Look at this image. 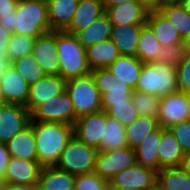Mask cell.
Masks as SVG:
<instances>
[{
	"label": "cell",
	"mask_w": 190,
	"mask_h": 190,
	"mask_svg": "<svg viewBox=\"0 0 190 190\" xmlns=\"http://www.w3.org/2000/svg\"><path fill=\"white\" fill-rule=\"evenodd\" d=\"M11 65L7 55L0 54V77L4 74V72Z\"/></svg>",
	"instance_id": "7dc6e473"
},
{
	"label": "cell",
	"mask_w": 190,
	"mask_h": 190,
	"mask_svg": "<svg viewBox=\"0 0 190 190\" xmlns=\"http://www.w3.org/2000/svg\"><path fill=\"white\" fill-rule=\"evenodd\" d=\"M112 24L106 13L97 18L87 28L76 32L74 35L78 42L87 49L99 42L110 39Z\"/></svg>",
	"instance_id": "83f0119b"
},
{
	"label": "cell",
	"mask_w": 190,
	"mask_h": 190,
	"mask_svg": "<svg viewBox=\"0 0 190 190\" xmlns=\"http://www.w3.org/2000/svg\"><path fill=\"white\" fill-rule=\"evenodd\" d=\"M107 190H128V189L116 186L115 184H112L110 181H108Z\"/></svg>",
	"instance_id": "9f6ffc18"
},
{
	"label": "cell",
	"mask_w": 190,
	"mask_h": 190,
	"mask_svg": "<svg viewBox=\"0 0 190 190\" xmlns=\"http://www.w3.org/2000/svg\"><path fill=\"white\" fill-rule=\"evenodd\" d=\"M157 183L163 190H190V174L182 167L163 168L157 172Z\"/></svg>",
	"instance_id": "1f68e13d"
},
{
	"label": "cell",
	"mask_w": 190,
	"mask_h": 190,
	"mask_svg": "<svg viewBox=\"0 0 190 190\" xmlns=\"http://www.w3.org/2000/svg\"><path fill=\"white\" fill-rule=\"evenodd\" d=\"M157 10L175 27L182 39L190 35V15L180 4L164 5Z\"/></svg>",
	"instance_id": "836d02e7"
},
{
	"label": "cell",
	"mask_w": 190,
	"mask_h": 190,
	"mask_svg": "<svg viewBox=\"0 0 190 190\" xmlns=\"http://www.w3.org/2000/svg\"><path fill=\"white\" fill-rule=\"evenodd\" d=\"M86 55L91 71L98 68H107L121 56L118 48L110 39L88 47Z\"/></svg>",
	"instance_id": "484cf974"
},
{
	"label": "cell",
	"mask_w": 190,
	"mask_h": 190,
	"mask_svg": "<svg viewBox=\"0 0 190 190\" xmlns=\"http://www.w3.org/2000/svg\"><path fill=\"white\" fill-rule=\"evenodd\" d=\"M182 44H183L185 55H190V35L182 39Z\"/></svg>",
	"instance_id": "681fc988"
},
{
	"label": "cell",
	"mask_w": 190,
	"mask_h": 190,
	"mask_svg": "<svg viewBox=\"0 0 190 190\" xmlns=\"http://www.w3.org/2000/svg\"><path fill=\"white\" fill-rule=\"evenodd\" d=\"M131 99L140 116L158 118L160 97L139 91H133Z\"/></svg>",
	"instance_id": "d590c367"
},
{
	"label": "cell",
	"mask_w": 190,
	"mask_h": 190,
	"mask_svg": "<svg viewBox=\"0 0 190 190\" xmlns=\"http://www.w3.org/2000/svg\"><path fill=\"white\" fill-rule=\"evenodd\" d=\"M66 91L73 103L77 118L103 110L102 96L91 73L67 80Z\"/></svg>",
	"instance_id": "8992f818"
},
{
	"label": "cell",
	"mask_w": 190,
	"mask_h": 190,
	"mask_svg": "<svg viewBox=\"0 0 190 190\" xmlns=\"http://www.w3.org/2000/svg\"><path fill=\"white\" fill-rule=\"evenodd\" d=\"M103 3L104 8H109L111 6H115L121 4L122 2H133V1H140V0H101Z\"/></svg>",
	"instance_id": "c3c4849f"
},
{
	"label": "cell",
	"mask_w": 190,
	"mask_h": 190,
	"mask_svg": "<svg viewBox=\"0 0 190 190\" xmlns=\"http://www.w3.org/2000/svg\"><path fill=\"white\" fill-rule=\"evenodd\" d=\"M6 146L11 157L38 161L35 134L31 125L17 133Z\"/></svg>",
	"instance_id": "cb8c5ba5"
},
{
	"label": "cell",
	"mask_w": 190,
	"mask_h": 190,
	"mask_svg": "<svg viewBox=\"0 0 190 190\" xmlns=\"http://www.w3.org/2000/svg\"><path fill=\"white\" fill-rule=\"evenodd\" d=\"M161 138V126L148 134L135 149L136 163L159 171L158 144Z\"/></svg>",
	"instance_id": "f1b7e54d"
},
{
	"label": "cell",
	"mask_w": 190,
	"mask_h": 190,
	"mask_svg": "<svg viewBox=\"0 0 190 190\" xmlns=\"http://www.w3.org/2000/svg\"><path fill=\"white\" fill-rule=\"evenodd\" d=\"M146 24L151 28L161 46L182 44L178 31L157 9L149 10Z\"/></svg>",
	"instance_id": "603a6c76"
},
{
	"label": "cell",
	"mask_w": 190,
	"mask_h": 190,
	"mask_svg": "<svg viewBox=\"0 0 190 190\" xmlns=\"http://www.w3.org/2000/svg\"><path fill=\"white\" fill-rule=\"evenodd\" d=\"M11 155L7 150L6 144L0 143V180L5 181L6 168L10 161Z\"/></svg>",
	"instance_id": "7bdbcfd3"
},
{
	"label": "cell",
	"mask_w": 190,
	"mask_h": 190,
	"mask_svg": "<svg viewBox=\"0 0 190 190\" xmlns=\"http://www.w3.org/2000/svg\"><path fill=\"white\" fill-rule=\"evenodd\" d=\"M0 25L9 30L10 32H14V12L12 14L3 15L0 17Z\"/></svg>",
	"instance_id": "bcb514c9"
},
{
	"label": "cell",
	"mask_w": 190,
	"mask_h": 190,
	"mask_svg": "<svg viewBox=\"0 0 190 190\" xmlns=\"http://www.w3.org/2000/svg\"><path fill=\"white\" fill-rule=\"evenodd\" d=\"M31 54L46 75L60 76V62L57 54V31H50L37 37Z\"/></svg>",
	"instance_id": "7c38bea8"
},
{
	"label": "cell",
	"mask_w": 190,
	"mask_h": 190,
	"mask_svg": "<svg viewBox=\"0 0 190 190\" xmlns=\"http://www.w3.org/2000/svg\"><path fill=\"white\" fill-rule=\"evenodd\" d=\"M0 82L6 103L26 106L30 86L12 65L0 77Z\"/></svg>",
	"instance_id": "ac0fdd59"
},
{
	"label": "cell",
	"mask_w": 190,
	"mask_h": 190,
	"mask_svg": "<svg viewBox=\"0 0 190 190\" xmlns=\"http://www.w3.org/2000/svg\"><path fill=\"white\" fill-rule=\"evenodd\" d=\"M7 190H35L33 187L8 184Z\"/></svg>",
	"instance_id": "f5cc1de1"
},
{
	"label": "cell",
	"mask_w": 190,
	"mask_h": 190,
	"mask_svg": "<svg viewBox=\"0 0 190 190\" xmlns=\"http://www.w3.org/2000/svg\"><path fill=\"white\" fill-rule=\"evenodd\" d=\"M97 154V148L86 145L73 135L55 167L74 176L91 173L95 170Z\"/></svg>",
	"instance_id": "5b68a950"
},
{
	"label": "cell",
	"mask_w": 190,
	"mask_h": 190,
	"mask_svg": "<svg viewBox=\"0 0 190 190\" xmlns=\"http://www.w3.org/2000/svg\"><path fill=\"white\" fill-rule=\"evenodd\" d=\"M161 47L151 28L145 24L139 37L137 58L143 63H155Z\"/></svg>",
	"instance_id": "d6a6232c"
},
{
	"label": "cell",
	"mask_w": 190,
	"mask_h": 190,
	"mask_svg": "<svg viewBox=\"0 0 190 190\" xmlns=\"http://www.w3.org/2000/svg\"><path fill=\"white\" fill-rule=\"evenodd\" d=\"M2 91H3V89H2V86H1V82H0V106L6 104V101H5V98L3 96Z\"/></svg>",
	"instance_id": "6f0895ef"
},
{
	"label": "cell",
	"mask_w": 190,
	"mask_h": 190,
	"mask_svg": "<svg viewBox=\"0 0 190 190\" xmlns=\"http://www.w3.org/2000/svg\"><path fill=\"white\" fill-rule=\"evenodd\" d=\"M76 119L73 103L66 90L40 104L31 113V120L40 122H60L73 126Z\"/></svg>",
	"instance_id": "ba28073f"
},
{
	"label": "cell",
	"mask_w": 190,
	"mask_h": 190,
	"mask_svg": "<svg viewBox=\"0 0 190 190\" xmlns=\"http://www.w3.org/2000/svg\"><path fill=\"white\" fill-rule=\"evenodd\" d=\"M190 119V95L176 91L160 97L157 121L163 128Z\"/></svg>",
	"instance_id": "30bf717a"
},
{
	"label": "cell",
	"mask_w": 190,
	"mask_h": 190,
	"mask_svg": "<svg viewBox=\"0 0 190 190\" xmlns=\"http://www.w3.org/2000/svg\"><path fill=\"white\" fill-rule=\"evenodd\" d=\"M105 112L108 116L116 119L125 127L131 125L139 116L131 98L126 100V102L112 103V106Z\"/></svg>",
	"instance_id": "8d00e7d4"
},
{
	"label": "cell",
	"mask_w": 190,
	"mask_h": 190,
	"mask_svg": "<svg viewBox=\"0 0 190 190\" xmlns=\"http://www.w3.org/2000/svg\"><path fill=\"white\" fill-rule=\"evenodd\" d=\"M91 74L102 96V109L104 111L112 106V103L126 102L131 98L134 90L115 77L107 68L92 70Z\"/></svg>",
	"instance_id": "52a82bcc"
},
{
	"label": "cell",
	"mask_w": 190,
	"mask_h": 190,
	"mask_svg": "<svg viewBox=\"0 0 190 190\" xmlns=\"http://www.w3.org/2000/svg\"><path fill=\"white\" fill-rule=\"evenodd\" d=\"M75 178L55 166L43 167L35 190H74Z\"/></svg>",
	"instance_id": "d4e9b609"
},
{
	"label": "cell",
	"mask_w": 190,
	"mask_h": 190,
	"mask_svg": "<svg viewBox=\"0 0 190 190\" xmlns=\"http://www.w3.org/2000/svg\"><path fill=\"white\" fill-rule=\"evenodd\" d=\"M140 1H143L151 9L158 8V0H140Z\"/></svg>",
	"instance_id": "db71d44e"
},
{
	"label": "cell",
	"mask_w": 190,
	"mask_h": 190,
	"mask_svg": "<svg viewBox=\"0 0 190 190\" xmlns=\"http://www.w3.org/2000/svg\"><path fill=\"white\" fill-rule=\"evenodd\" d=\"M57 54L60 62V76L66 81L91 73L87 63L86 49L74 34L57 31Z\"/></svg>",
	"instance_id": "3957f363"
},
{
	"label": "cell",
	"mask_w": 190,
	"mask_h": 190,
	"mask_svg": "<svg viewBox=\"0 0 190 190\" xmlns=\"http://www.w3.org/2000/svg\"><path fill=\"white\" fill-rule=\"evenodd\" d=\"M177 139L184 154L190 152V119L169 128Z\"/></svg>",
	"instance_id": "b9f144b4"
},
{
	"label": "cell",
	"mask_w": 190,
	"mask_h": 190,
	"mask_svg": "<svg viewBox=\"0 0 190 190\" xmlns=\"http://www.w3.org/2000/svg\"><path fill=\"white\" fill-rule=\"evenodd\" d=\"M180 5L183 7V9L190 15V0H182Z\"/></svg>",
	"instance_id": "11a10c76"
},
{
	"label": "cell",
	"mask_w": 190,
	"mask_h": 190,
	"mask_svg": "<svg viewBox=\"0 0 190 190\" xmlns=\"http://www.w3.org/2000/svg\"><path fill=\"white\" fill-rule=\"evenodd\" d=\"M134 91L163 97L178 91L176 67L144 63Z\"/></svg>",
	"instance_id": "277c9868"
},
{
	"label": "cell",
	"mask_w": 190,
	"mask_h": 190,
	"mask_svg": "<svg viewBox=\"0 0 190 190\" xmlns=\"http://www.w3.org/2000/svg\"><path fill=\"white\" fill-rule=\"evenodd\" d=\"M78 0H46L51 31H64L70 24Z\"/></svg>",
	"instance_id": "7402d4cb"
},
{
	"label": "cell",
	"mask_w": 190,
	"mask_h": 190,
	"mask_svg": "<svg viewBox=\"0 0 190 190\" xmlns=\"http://www.w3.org/2000/svg\"><path fill=\"white\" fill-rule=\"evenodd\" d=\"M106 122V112L104 110L83 115L76 119L73 125V135L86 145L99 148L104 125Z\"/></svg>",
	"instance_id": "5bb4252c"
},
{
	"label": "cell",
	"mask_w": 190,
	"mask_h": 190,
	"mask_svg": "<svg viewBox=\"0 0 190 190\" xmlns=\"http://www.w3.org/2000/svg\"><path fill=\"white\" fill-rule=\"evenodd\" d=\"M184 55L183 44L162 46L159 52L158 60L155 63L177 67L184 58Z\"/></svg>",
	"instance_id": "f35d334b"
},
{
	"label": "cell",
	"mask_w": 190,
	"mask_h": 190,
	"mask_svg": "<svg viewBox=\"0 0 190 190\" xmlns=\"http://www.w3.org/2000/svg\"><path fill=\"white\" fill-rule=\"evenodd\" d=\"M136 163V151L127 147L98 151L94 172L107 181Z\"/></svg>",
	"instance_id": "9c48e42d"
},
{
	"label": "cell",
	"mask_w": 190,
	"mask_h": 190,
	"mask_svg": "<svg viewBox=\"0 0 190 190\" xmlns=\"http://www.w3.org/2000/svg\"><path fill=\"white\" fill-rule=\"evenodd\" d=\"M66 90V80L61 76L46 75L30 86L26 108L32 113L40 104Z\"/></svg>",
	"instance_id": "e0dca14e"
},
{
	"label": "cell",
	"mask_w": 190,
	"mask_h": 190,
	"mask_svg": "<svg viewBox=\"0 0 190 190\" xmlns=\"http://www.w3.org/2000/svg\"><path fill=\"white\" fill-rule=\"evenodd\" d=\"M35 134L38 162L43 167L55 166L60 154L73 137V126L60 122L31 120Z\"/></svg>",
	"instance_id": "6da1fadb"
},
{
	"label": "cell",
	"mask_w": 190,
	"mask_h": 190,
	"mask_svg": "<svg viewBox=\"0 0 190 190\" xmlns=\"http://www.w3.org/2000/svg\"><path fill=\"white\" fill-rule=\"evenodd\" d=\"M159 171L163 168L182 167L185 154L169 128L161 127L158 144Z\"/></svg>",
	"instance_id": "d6986e66"
},
{
	"label": "cell",
	"mask_w": 190,
	"mask_h": 190,
	"mask_svg": "<svg viewBox=\"0 0 190 190\" xmlns=\"http://www.w3.org/2000/svg\"><path fill=\"white\" fill-rule=\"evenodd\" d=\"M148 190H163L158 183L156 182L150 189Z\"/></svg>",
	"instance_id": "91938a15"
},
{
	"label": "cell",
	"mask_w": 190,
	"mask_h": 190,
	"mask_svg": "<svg viewBox=\"0 0 190 190\" xmlns=\"http://www.w3.org/2000/svg\"><path fill=\"white\" fill-rule=\"evenodd\" d=\"M13 33L0 25V54L7 55V47Z\"/></svg>",
	"instance_id": "ee69618b"
},
{
	"label": "cell",
	"mask_w": 190,
	"mask_h": 190,
	"mask_svg": "<svg viewBox=\"0 0 190 190\" xmlns=\"http://www.w3.org/2000/svg\"><path fill=\"white\" fill-rule=\"evenodd\" d=\"M144 25L112 26L110 40L118 48L121 56L137 57L141 29Z\"/></svg>",
	"instance_id": "44dd1931"
},
{
	"label": "cell",
	"mask_w": 190,
	"mask_h": 190,
	"mask_svg": "<svg viewBox=\"0 0 190 190\" xmlns=\"http://www.w3.org/2000/svg\"><path fill=\"white\" fill-rule=\"evenodd\" d=\"M127 146L125 126L106 114V122L98 151H109Z\"/></svg>",
	"instance_id": "f546056e"
},
{
	"label": "cell",
	"mask_w": 190,
	"mask_h": 190,
	"mask_svg": "<svg viewBox=\"0 0 190 190\" xmlns=\"http://www.w3.org/2000/svg\"><path fill=\"white\" fill-rule=\"evenodd\" d=\"M46 0H19L14 11V34L37 38L50 32Z\"/></svg>",
	"instance_id": "7a4b0ae2"
},
{
	"label": "cell",
	"mask_w": 190,
	"mask_h": 190,
	"mask_svg": "<svg viewBox=\"0 0 190 190\" xmlns=\"http://www.w3.org/2000/svg\"><path fill=\"white\" fill-rule=\"evenodd\" d=\"M31 112L23 105L6 103L0 106V143L6 144L30 125Z\"/></svg>",
	"instance_id": "8fae6325"
},
{
	"label": "cell",
	"mask_w": 190,
	"mask_h": 190,
	"mask_svg": "<svg viewBox=\"0 0 190 190\" xmlns=\"http://www.w3.org/2000/svg\"><path fill=\"white\" fill-rule=\"evenodd\" d=\"M110 182L128 190H148L157 182V171L135 163L114 175Z\"/></svg>",
	"instance_id": "4fadbf2b"
},
{
	"label": "cell",
	"mask_w": 190,
	"mask_h": 190,
	"mask_svg": "<svg viewBox=\"0 0 190 190\" xmlns=\"http://www.w3.org/2000/svg\"><path fill=\"white\" fill-rule=\"evenodd\" d=\"M107 183V180L91 172L76 176L74 190H107Z\"/></svg>",
	"instance_id": "ab89813d"
},
{
	"label": "cell",
	"mask_w": 190,
	"mask_h": 190,
	"mask_svg": "<svg viewBox=\"0 0 190 190\" xmlns=\"http://www.w3.org/2000/svg\"><path fill=\"white\" fill-rule=\"evenodd\" d=\"M182 0H158V8L164 5L180 4Z\"/></svg>",
	"instance_id": "816d5d0a"
},
{
	"label": "cell",
	"mask_w": 190,
	"mask_h": 190,
	"mask_svg": "<svg viewBox=\"0 0 190 190\" xmlns=\"http://www.w3.org/2000/svg\"><path fill=\"white\" fill-rule=\"evenodd\" d=\"M42 168L43 166L38 161L11 157L6 168L5 181L8 184L36 189Z\"/></svg>",
	"instance_id": "2e32d148"
},
{
	"label": "cell",
	"mask_w": 190,
	"mask_h": 190,
	"mask_svg": "<svg viewBox=\"0 0 190 190\" xmlns=\"http://www.w3.org/2000/svg\"><path fill=\"white\" fill-rule=\"evenodd\" d=\"M137 57L120 56L114 63L110 64L107 69L118 79L135 89L140 73L143 67Z\"/></svg>",
	"instance_id": "4316f807"
},
{
	"label": "cell",
	"mask_w": 190,
	"mask_h": 190,
	"mask_svg": "<svg viewBox=\"0 0 190 190\" xmlns=\"http://www.w3.org/2000/svg\"><path fill=\"white\" fill-rule=\"evenodd\" d=\"M11 65L20 73L29 86L46 76L44 70L34 59L32 54L20 57L13 61Z\"/></svg>",
	"instance_id": "e575fe53"
},
{
	"label": "cell",
	"mask_w": 190,
	"mask_h": 190,
	"mask_svg": "<svg viewBox=\"0 0 190 190\" xmlns=\"http://www.w3.org/2000/svg\"><path fill=\"white\" fill-rule=\"evenodd\" d=\"M159 126V122L156 118L139 115L131 125L125 127L128 147L135 150L142 143L144 138L155 131Z\"/></svg>",
	"instance_id": "4dcf8cb0"
},
{
	"label": "cell",
	"mask_w": 190,
	"mask_h": 190,
	"mask_svg": "<svg viewBox=\"0 0 190 190\" xmlns=\"http://www.w3.org/2000/svg\"><path fill=\"white\" fill-rule=\"evenodd\" d=\"M19 0H0V17L12 14L16 10Z\"/></svg>",
	"instance_id": "f6af8a7d"
},
{
	"label": "cell",
	"mask_w": 190,
	"mask_h": 190,
	"mask_svg": "<svg viewBox=\"0 0 190 190\" xmlns=\"http://www.w3.org/2000/svg\"><path fill=\"white\" fill-rule=\"evenodd\" d=\"M178 91L190 95V55L184 58L176 67Z\"/></svg>",
	"instance_id": "60d3db41"
},
{
	"label": "cell",
	"mask_w": 190,
	"mask_h": 190,
	"mask_svg": "<svg viewBox=\"0 0 190 190\" xmlns=\"http://www.w3.org/2000/svg\"><path fill=\"white\" fill-rule=\"evenodd\" d=\"M36 38L14 34L7 47V57L12 63L20 57L31 54Z\"/></svg>",
	"instance_id": "74e56055"
},
{
	"label": "cell",
	"mask_w": 190,
	"mask_h": 190,
	"mask_svg": "<svg viewBox=\"0 0 190 190\" xmlns=\"http://www.w3.org/2000/svg\"><path fill=\"white\" fill-rule=\"evenodd\" d=\"M8 183L4 180H0V190H7Z\"/></svg>",
	"instance_id": "680465c9"
},
{
	"label": "cell",
	"mask_w": 190,
	"mask_h": 190,
	"mask_svg": "<svg viewBox=\"0 0 190 190\" xmlns=\"http://www.w3.org/2000/svg\"><path fill=\"white\" fill-rule=\"evenodd\" d=\"M104 13L101 0H80L69 26L64 31L70 34L82 31Z\"/></svg>",
	"instance_id": "ffe728a7"
},
{
	"label": "cell",
	"mask_w": 190,
	"mask_h": 190,
	"mask_svg": "<svg viewBox=\"0 0 190 190\" xmlns=\"http://www.w3.org/2000/svg\"><path fill=\"white\" fill-rule=\"evenodd\" d=\"M182 168L190 174V152L185 154Z\"/></svg>",
	"instance_id": "f907efd6"
},
{
	"label": "cell",
	"mask_w": 190,
	"mask_h": 190,
	"mask_svg": "<svg viewBox=\"0 0 190 190\" xmlns=\"http://www.w3.org/2000/svg\"><path fill=\"white\" fill-rule=\"evenodd\" d=\"M150 9L143 1H133L105 8V13L112 26L145 25Z\"/></svg>",
	"instance_id": "9a60e30c"
}]
</instances>
